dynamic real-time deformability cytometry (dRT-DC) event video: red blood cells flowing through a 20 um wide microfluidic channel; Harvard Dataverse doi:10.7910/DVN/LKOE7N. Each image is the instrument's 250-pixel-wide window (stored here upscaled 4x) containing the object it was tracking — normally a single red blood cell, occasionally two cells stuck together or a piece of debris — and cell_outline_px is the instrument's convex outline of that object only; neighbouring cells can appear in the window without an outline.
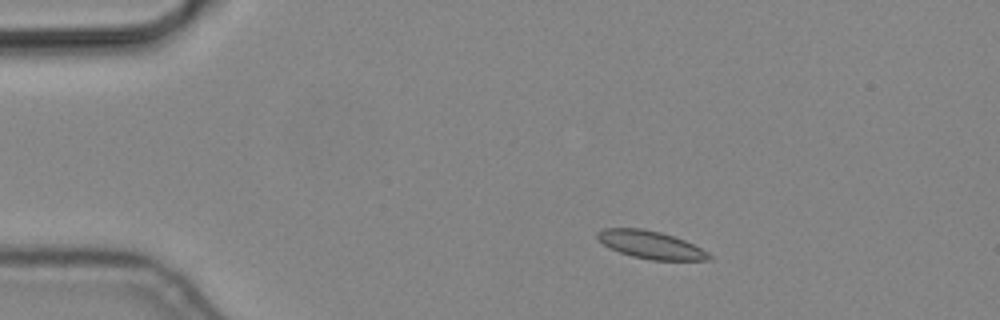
{"species": "common noctule bat (a hibernating species)", "species_latin": "Nyctalus noctula", "temperature_condition": "cold", "stored_images_in_passage": 4, "camera_frame_rate_fps": 3000, "um_per_image_px": 0.085, "animal": {"sex": "male", "body_mass_g": 19.2, "forearm_length_mm": 51.8}, "frame": {"image": 1, "passage_image": 3, "time_ms": 0.667, "image_size_px": [1000, 320], "cell_outline_px": [[712, 260], [652, 260], [632, 256], [608, 248], [596, 236], [596, 232], [604, 228], [644, 228], [660, 232], [684, 240], [708, 252], [712, 256]], "centroid_in_image_um": [55.3, 20.8], "position_along_channel_um": 29.7, "area_um2": 17.98}}